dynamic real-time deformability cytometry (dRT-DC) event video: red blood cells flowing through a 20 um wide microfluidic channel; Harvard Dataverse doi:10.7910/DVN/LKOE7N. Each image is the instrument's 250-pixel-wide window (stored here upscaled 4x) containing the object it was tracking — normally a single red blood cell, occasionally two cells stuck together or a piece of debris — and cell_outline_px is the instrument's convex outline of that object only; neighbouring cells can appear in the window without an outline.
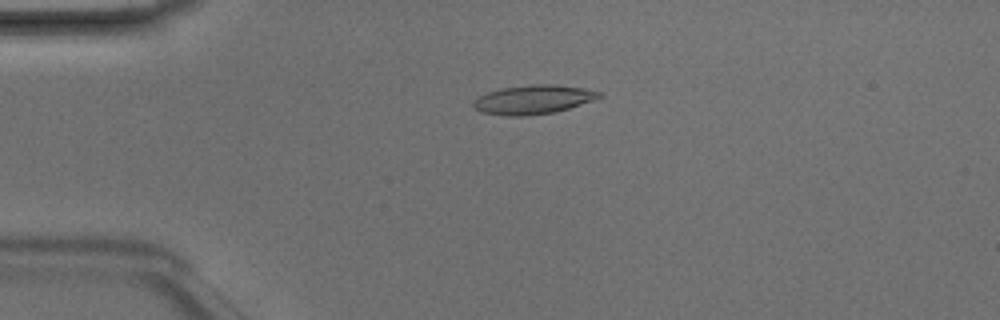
{"species": "Egyptian fruit bat (a non-hibernating species)", "species_latin": "Rousettus aegyptiacus", "temperature_condition": "room temperature", "stored_images_in_passage": 42, "camera_frame_rate_fps": 3000, "um_per_image_px": 0.085, "animal": {"sex": "male"}, "frame": {"image": 1, "passage_image": 5, "time_ms": 1.333, "image_size_px": [1000, 320], "cell_outline_px": [[604, 96], [556, 112], [520, 116], [508, 116], [480, 112], [472, 108], [472, 100], [488, 92], [500, 88], [540, 84], [556, 84], [584, 88], [604, 92]], "centroid_in_image_um": [45.32, 8.46], "position_along_channel_um": 39.7, "area_um2": 21.33}}
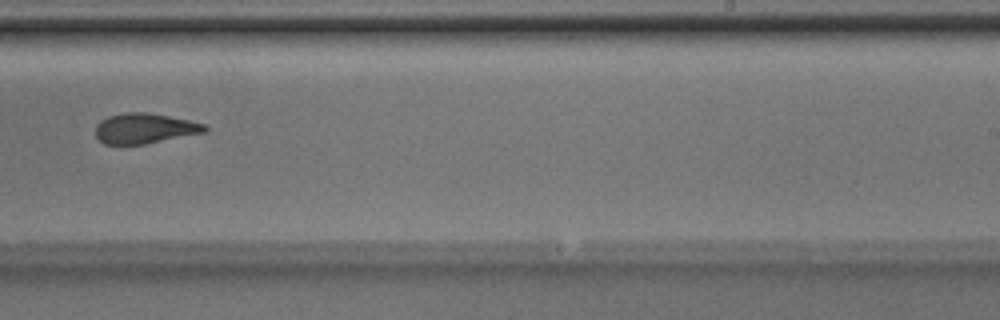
{"frame": {"image": 2, "passage_image": 24, "time_ms": 7.667, "image_size_px": [1000, 320], "cell_outline_px": [[208, 132], [144, 144], [104, 144], [96, 136], [96, 124], [100, 120], [108, 116], [124, 112], [144, 112], [168, 116], [188, 120], [204, 124], [208, 128]], "centroid_in_image_um": [12.29, 10.91], "position_along_channel_um": 276.7, "area_um2": 19.25}}
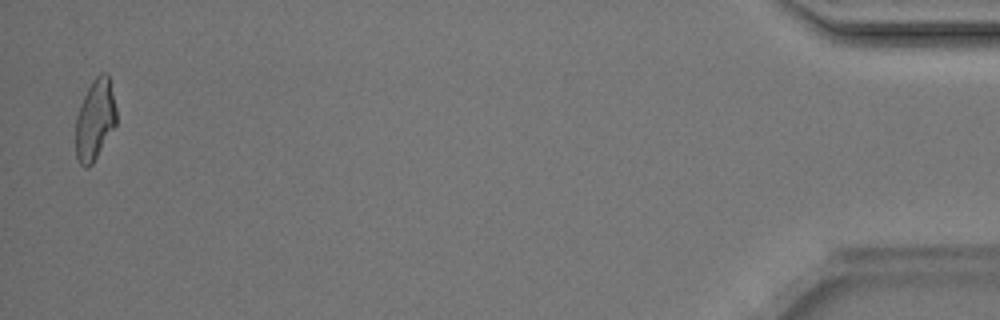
{"frame": {"image": 3, "passage_image": 41, "time_ms": 13.333, "image_size_px": [1000, 320], "cell_outline_px": [[116, 124], [92, 164], [88, 168], [84, 168], [80, 164], [76, 156], [76, 116], [80, 104], [92, 80], [96, 76], [104, 72], [108, 72], [116, 108]], "centroid_in_image_um": [8.07, 10.17], "position_along_channel_um": 427.1, "area_um2": 19.07}, "authors_computed_cell_mechanics": {"area_um2": 19.8832, "velocity_mm_per_s": 4.2246, "shape_relaxation_time_tau1_ms": 4.7285, "shape_relaxation_time_tau2_ms": 1.3282, "deformation_change_tau1": 0.1929, "deformation_change_tau2": 0.0987}}